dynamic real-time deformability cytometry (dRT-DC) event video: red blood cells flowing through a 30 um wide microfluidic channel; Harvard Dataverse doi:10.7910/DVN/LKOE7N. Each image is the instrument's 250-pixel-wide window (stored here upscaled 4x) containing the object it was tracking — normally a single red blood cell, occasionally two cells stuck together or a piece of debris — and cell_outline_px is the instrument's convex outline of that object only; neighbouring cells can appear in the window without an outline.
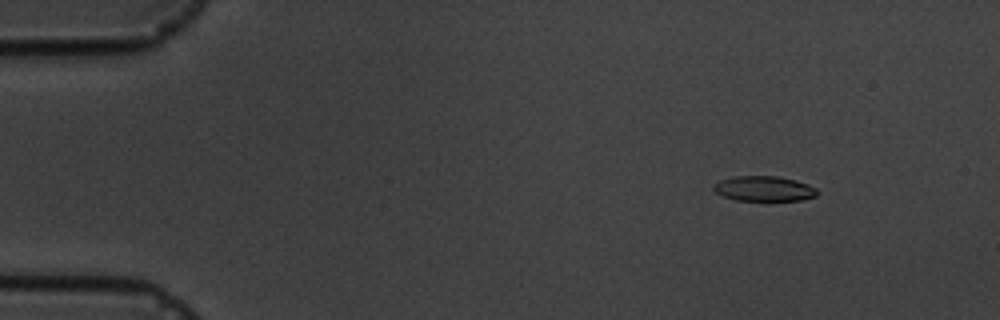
{"species": "common noctule bat (a hibernating species)", "species_latin": "Nyctalus noctula", "temperature_condition": "cold", "stored_images_in_passage": 7, "camera_frame_rate_fps": 3000, "um_per_image_px": 0.085, "animal": {"sex": "male", "body_mass_g": 19.5, "forearm_length_mm": 54.6}, "frame": {"image": 1, "passage_image": 3, "time_ms": 2.0, "image_size_px": [1000, 320], "cell_outline_px": [[816, 196], [800, 200], [736, 200], [724, 196], [716, 192], [712, 188], [712, 184], [720, 180], [736, 176], [780, 176], [796, 180], [808, 184], [816, 188]], "centroid_in_image_um": [64.92, 16.02], "position_along_channel_um": 20.1, "area_um2": 15.09}}
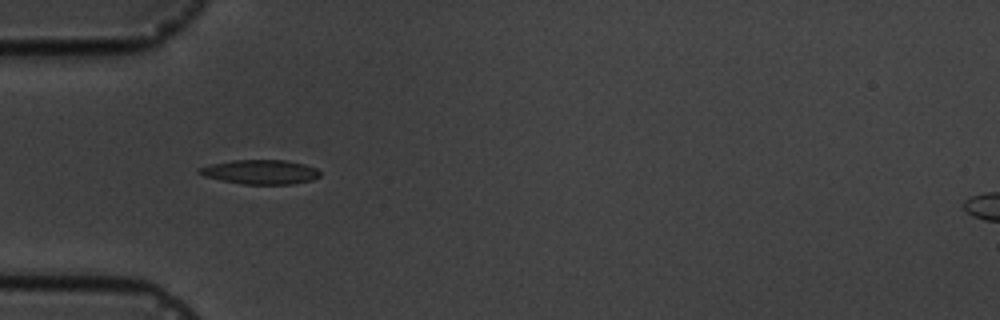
{"frame": {"image": 2, "passage_image": 6, "time_ms": 5.667, "image_size_px": [1000, 320], "cell_outline_px": [[320, 176], [312, 180], [292, 184], [244, 184], [220, 180], [204, 176], [196, 172], [196, 168], [212, 164], [232, 160], [284, 160], [304, 164], [316, 168], [320, 172]], "centroid_in_image_um": [22.11, 14.61], "position_along_channel_um": 62.9, "area_um2": 17.17}}
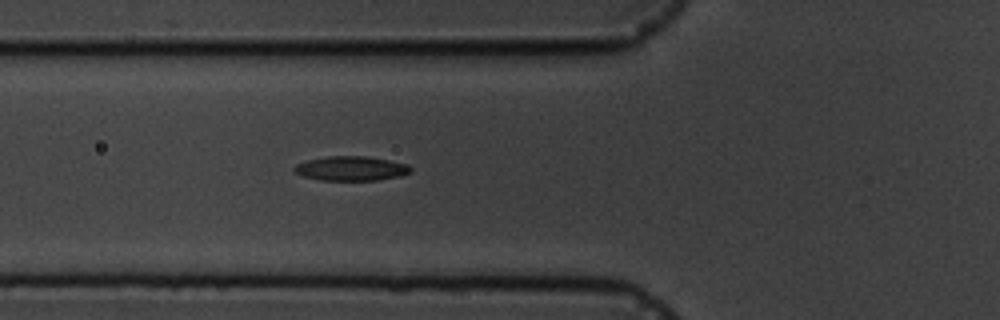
{"frame": {"image": 3, "passage_image": 7, "time_ms": 6.667, "image_size_px": [1000, 320], "cell_outline_px": [[412, 172], [400, 176], [376, 180], [320, 180], [304, 176], [296, 172], [292, 168], [296, 164], [308, 160], [328, 156], [368, 156], [408, 164], [412, 168]], "centroid_in_image_um": [29.87, 14.31], "position_along_channel_um": 95.9, "area_um2": 16.53}}